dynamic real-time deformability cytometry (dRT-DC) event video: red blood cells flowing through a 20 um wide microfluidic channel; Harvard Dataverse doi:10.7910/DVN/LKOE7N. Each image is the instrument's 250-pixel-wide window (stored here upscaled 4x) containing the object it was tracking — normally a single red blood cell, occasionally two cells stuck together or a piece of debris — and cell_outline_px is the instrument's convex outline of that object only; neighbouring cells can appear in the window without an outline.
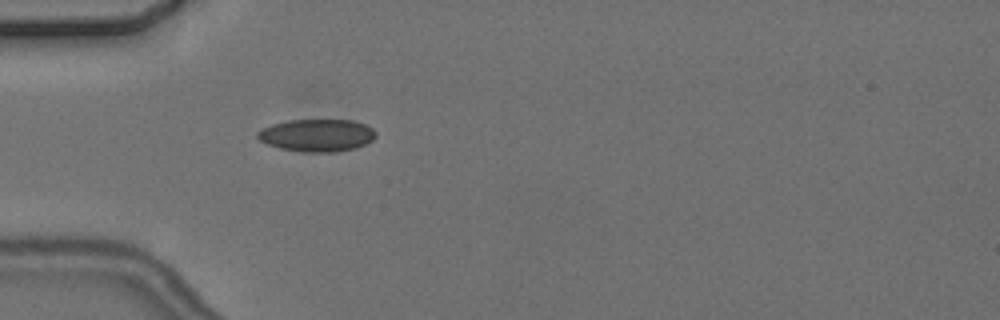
{"species": "common noctule bat (a hibernating species)", "species_latin": "Nyctalus noctula", "temperature_condition": "cold", "stored_images_in_passage": 4, "camera_frame_rate_fps": 3000, "um_per_image_px": 0.085, "animal": {"sex": "female", "body_mass_g": 24.6, "forearm_length_mm": 56.2}, "frame": {"image": 1, "passage_image": 4, "time_ms": 4.667, "image_size_px": [1000, 320], "cell_outline_px": [[376, 136], [372, 140], [356, 148], [332, 152], [304, 152], [280, 148], [268, 144], [260, 140], [256, 136], [256, 132], [272, 124], [288, 120], [352, 120], [364, 124], [372, 128], [376, 132]], "centroid_in_image_um": [26.94, 11.5], "position_along_channel_um": 58.1, "area_um2": 22.25}}